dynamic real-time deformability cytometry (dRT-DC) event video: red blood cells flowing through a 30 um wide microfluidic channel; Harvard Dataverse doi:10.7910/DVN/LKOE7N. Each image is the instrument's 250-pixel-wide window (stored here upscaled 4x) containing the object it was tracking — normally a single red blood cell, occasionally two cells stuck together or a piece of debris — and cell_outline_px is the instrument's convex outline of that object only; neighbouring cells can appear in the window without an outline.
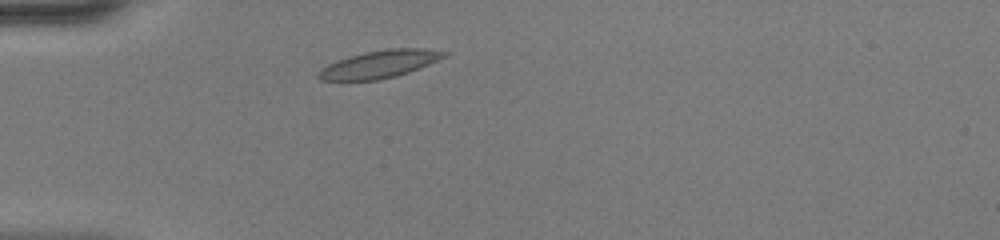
{"species": "common noctule bat (a hibernating species)", "species_latin": "Nyctalus noctula", "temperature_condition": "warm", "stored_images_in_passage": 24, "camera_frame_rate_fps": 3000, "um_per_image_px": 0.085, "animal": {"sex": "female", "body_mass_g": 20.0, "forearm_length_mm": 54.0}, "frame": {"image": 1, "passage_image": 4, "time_ms": 1.0, "image_size_px": [1000, 240], "cell_outline_px": [[452, 52], [448, 56], [408, 72], [396, 76], [380, 80], [320, 80], [316, 76], [316, 72], [320, 68], [336, 60], [348, 56], [364, 52], [388, 48], [424, 48]], "centroid_in_image_um": [32.26, 5.44], "position_along_channel_um": 52.7, "area_um2": 20.46}}
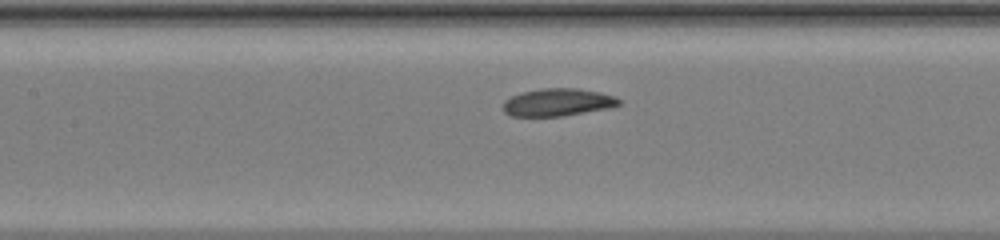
{"frame": {"image": 2, "passage_image": 13, "time_ms": 4.0, "image_size_px": [1000, 240], "cell_outline_px": [[620, 104], [608, 108], [564, 116], [512, 116], [504, 112], [504, 100], [520, 92], [540, 88], [576, 88], [600, 92], [616, 96], [620, 100]], "centroid_in_image_um": [47.4, 8.69], "position_along_channel_um": 160.0, "area_um2": 18.67}}
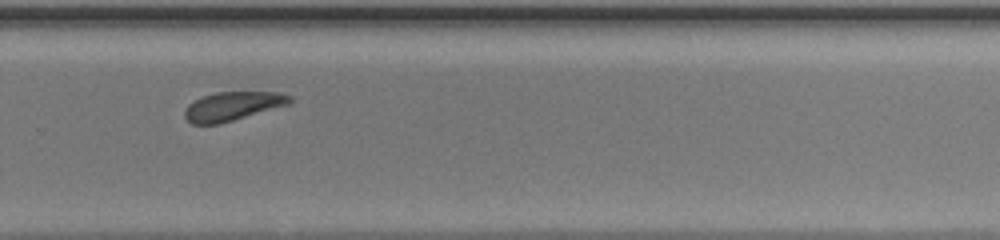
{"frame": {"image": 3, "passage_image": 24, "time_ms": 7.667, "image_size_px": [1000, 240], "cell_outline_px": [[292, 104], [220, 124], [192, 124], [184, 116], [184, 108], [188, 104], [204, 96], [216, 92], [284, 92], [292, 96]], "centroid_in_image_um": [19.83, 9.02], "position_along_channel_um": 310.0, "area_um2": 17.92}}